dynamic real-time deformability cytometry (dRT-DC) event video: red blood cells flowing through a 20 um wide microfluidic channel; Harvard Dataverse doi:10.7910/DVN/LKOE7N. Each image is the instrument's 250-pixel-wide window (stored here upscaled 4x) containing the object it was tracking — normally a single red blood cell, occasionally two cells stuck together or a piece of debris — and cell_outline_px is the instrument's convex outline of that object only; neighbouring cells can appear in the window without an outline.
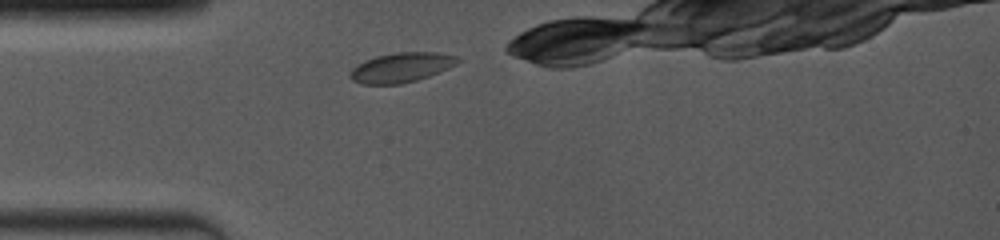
{"species": "common noctule bat (a hibernating species)", "species_latin": "Nyctalus noctula", "temperature_condition": "room temperature", "stored_images_in_passage": 7, "camera_frame_rate_fps": 4000, "um_per_image_px": 0.085, "animal": {"sex": "female", "body_mass_g": 19.0, "forearm_length_mm": 53.3}, "frame": {"image": 1, "passage_image": 1, "time_ms": 0.0, "image_size_px": [1000, 240], "cell_outline_px": [[460, 60], [456, 64], [448, 68], [428, 76], [416, 80], [400, 84], [360, 84], [352, 80], [348, 76], [352, 68], [356, 64], [364, 60], [376, 56], [396, 52], [436, 52], [456, 56]], "centroid_in_image_um": [34.05, 5.73], "position_along_channel_um": 50.9, "area_um2": 18.61}}